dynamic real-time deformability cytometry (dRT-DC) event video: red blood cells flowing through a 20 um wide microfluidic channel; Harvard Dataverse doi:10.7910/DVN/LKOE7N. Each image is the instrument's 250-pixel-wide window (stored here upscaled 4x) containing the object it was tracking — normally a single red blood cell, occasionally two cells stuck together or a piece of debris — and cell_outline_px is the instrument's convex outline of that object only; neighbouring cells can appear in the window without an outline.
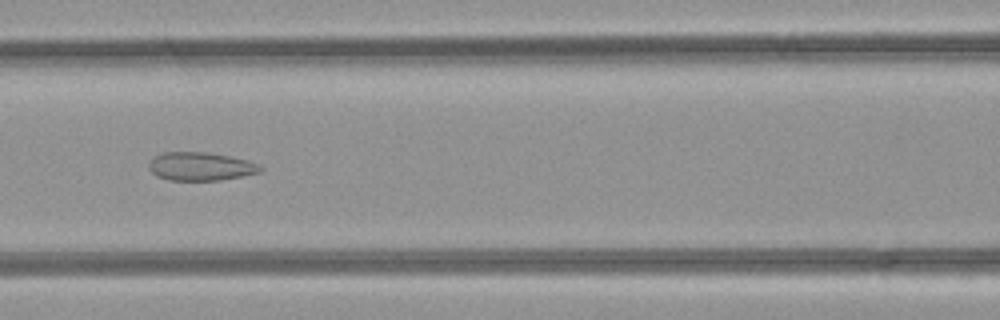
{"species": "common noctule bat (a hibernating species)", "species_latin": "Nyctalus noctula", "temperature_condition": "room temperature", "stored_images_in_passage": 48, "camera_frame_rate_fps": 3000, "um_per_image_px": 0.085, "animal": {"sex": "female", "body_mass_g": 21.9}, "frame": {"image": 1, "passage_image": 21, "time_ms": 6.667, "image_size_px": [1000, 320], "cell_outline_px": [[264, 168], [260, 172], [220, 180], [168, 180], [156, 176], [148, 168], [148, 164], [156, 156], [164, 152], [208, 152], [248, 160], [260, 164]], "centroid_in_image_um": [17.06, 14.14], "position_along_channel_um": 149.5, "area_um2": 18.38}}
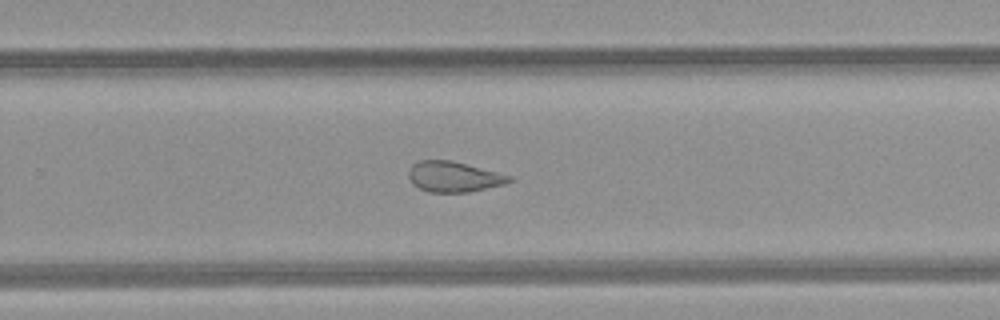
{"frame": {"image": 2, "passage_image": 31, "time_ms": 10.0, "image_size_px": [1000, 320], "cell_outline_px": [[512, 180], [504, 184], [468, 192], [428, 192], [412, 184], [408, 176], [408, 172], [412, 164], [420, 160], [452, 160], [512, 176]], "centroid_in_image_um": [38.54, 15.02], "position_along_channel_um": 291.3, "area_um2": 17.8}}
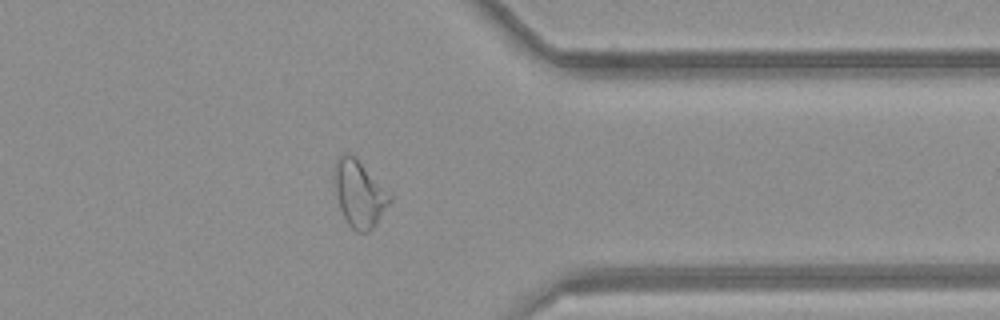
{"frame": {"image": 3, "passage_image": 38, "time_ms": 12.333, "image_size_px": [1000, 320], "cell_outline_px": [[392, 200], [376, 224], [368, 232], [356, 232], [348, 224], [340, 208], [332, 180], [332, 172], [336, 160], [340, 152], [352, 152], [356, 156], [392, 196]], "centroid_in_image_um": [30.5, 16.4], "position_along_channel_um": 380.9, "area_um2": 21.96}}